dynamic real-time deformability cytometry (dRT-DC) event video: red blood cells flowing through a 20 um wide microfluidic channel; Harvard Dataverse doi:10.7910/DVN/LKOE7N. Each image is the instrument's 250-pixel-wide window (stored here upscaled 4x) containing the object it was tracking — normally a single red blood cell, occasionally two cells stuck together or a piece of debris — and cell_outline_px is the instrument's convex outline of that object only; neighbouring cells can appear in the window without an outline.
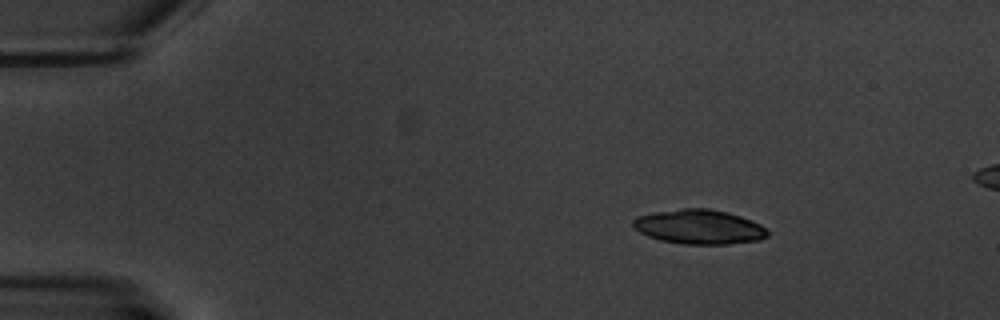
{"species": "common noctule bat (a hibernating species)", "species_latin": "Nyctalus noctula", "temperature_condition": "warm", "stored_images_in_passage": 5, "camera_frame_rate_fps": 3000, "um_per_image_px": 0.085, "animal": {"sex": "male", "body_mass_g": 20.1, "forearm_length_mm": 53.5}, "frame": {"image": 1, "passage_image": 2, "time_ms": 1.333, "image_size_px": [1000, 320], "cell_outline_px": [[768, 236], [760, 240], [728, 244], [680, 244], [660, 240], [648, 236], [640, 232], [632, 224], [632, 220], [636, 216], [652, 212], [680, 208], [708, 208], [728, 212], [752, 220], [760, 224], [768, 232]], "centroid_in_image_um": [59.41, 19.27], "position_along_channel_um": 25.6, "area_um2": 27.22}}